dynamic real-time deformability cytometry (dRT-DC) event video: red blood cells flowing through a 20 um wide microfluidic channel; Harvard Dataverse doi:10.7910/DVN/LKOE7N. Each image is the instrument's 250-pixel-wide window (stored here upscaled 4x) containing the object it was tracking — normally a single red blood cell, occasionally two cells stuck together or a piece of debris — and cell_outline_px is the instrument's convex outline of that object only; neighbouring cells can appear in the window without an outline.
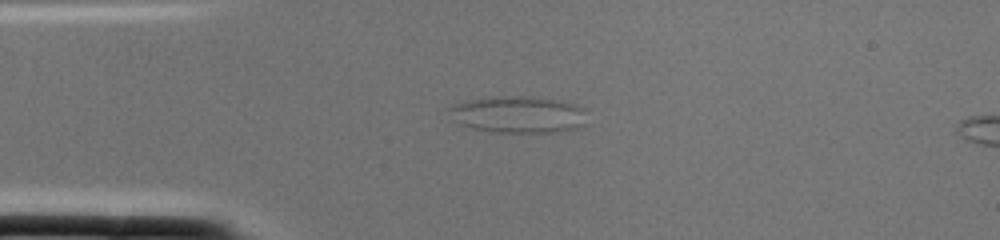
{"species": "common noctule bat (a hibernating species)", "species_latin": "Nyctalus noctula", "temperature_condition": "cold", "stored_images_in_passage": 3, "camera_frame_rate_fps": 3000, "um_per_image_px": 0.085, "animal": {"sex": "female", "body_mass_g": 22.0, "forearm_length_mm": 56.7}, "frame": {"image": 1, "passage_image": 2, "time_ms": 0.333, "image_size_px": [1000, 240], "cell_outline_px": [[584, 124], [576, 128], [556, 132], [492, 132], [472, 128], [460, 124], [452, 120], [448, 108], [452, 104], [492, 96], [508, 96], [552, 100], [572, 104], [584, 108]], "centroid_in_image_um": [43.97, 9.75], "position_along_channel_um": 41.0, "area_um2": 29.02}}